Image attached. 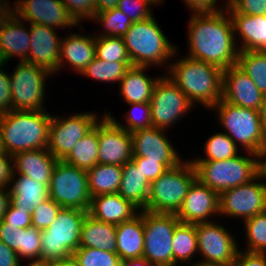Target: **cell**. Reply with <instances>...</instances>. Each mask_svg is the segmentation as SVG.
<instances>
[{
	"label": "cell",
	"instance_id": "obj_28",
	"mask_svg": "<svg viewBox=\"0 0 266 266\" xmlns=\"http://www.w3.org/2000/svg\"><path fill=\"white\" fill-rule=\"evenodd\" d=\"M17 175L18 178L13 174L11 183H14L9 187L10 203L15 208H23L32 213L34 208L49 198V184H41L30 177Z\"/></svg>",
	"mask_w": 266,
	"mask_h": 266
},
{
	"label": "cell",
	"instance_id": "obj_25",
	"mask_svg": "<svg viewBox=\"0 0 266 266\" xmlns=\"http://www.w3.org/2000/svg\"><path fill=\"white\" fill-rule=\"evenodd\" d=\"M95 57V34L90 37L89 35L73 33L61 40L58 71L65 64H69L75 72L82 74Z\"/></svg>",
	"mask_w": 266,
	"mask_h": 266
},
{
	"label": "cell",
	"instance_id": "obj_12",
	"mask_svg": "<svg viewBox=\"0 0 266 266\" xmlns=\"http://www.w3.org/2000/svg\"><path fill=\"white\" fill-rule=\"evenodd\" d=\"M261 179V180H260ZM266 174L261 171L246 184L229 188L219 195V216L241 217L247 220L266 210ZM260 180V181H258Z\"/></svg>",
	"mask_w": 266,
	"mask_h": 266
},
{
	"label": "cell",
	"instance_id": "obj_1",
	"mask_svg": "<svg viewBox=\"0 0 266 266\" xmlns=\"http://www.w3.org/2000/svg\"><path fill=\"white\" fill-rule=\"evenodd\" d=\"M188 57L225 70L236 65L238 45L230 15L219 11L193 12L188 25Z\"/></svg>",
	"mask_w": 266,
	"mask_h": 266
},
{
	"label": "cell",
	"instance_id": "obj_44",
	"mask_svg": "<svg viewBox=\"0 0 266 266\" xmlns=\"http://www.w3.org/2000/svg\"><path fill=\"white\" fill-rule=\"evenodd\" d=\"M154 4L156 5L152 0H119L117 8L132 22H140L154 16L150 10Z\"/></svg>",
	"mask_w": 266,
	"mask_h": 266
},
{
	"label": "cell",
	"instance_id": "obj_35",
	"mask_svg": "<svg viewBox=\"0 0 266 266\" xmlns=\"http://www.w3.org/2000/svg\"><path fill=\"white\" fill-rule=\"evenodd\" d=\"M173 266L177 262L191 261V258L198 253L197 232L195 224L179 223L174 231L172 240Z\"/></svg>",
	"mask_w": 266,
	"mask_h": 266
},
{
	"label": "cell",
	"instance_id": "obj_9",
	"mask_svg": "<svg viewBox=\"0 0 266 266\" xmlns=\"http://www.w3.org/2000/svg\"><path fill=\"white\" fill-rule=\"evenodd\" d=\"M139 213L144 220L143 257L153 266H173L172 240L180 220L176 214Z\"/></svg>",
	"mask_w": 266,
	"mask_h": 266
},
{
	"label": "cell",
	"instance_id": "obj_53",
	"mask_svg": "<svg viewBox=\"0 0 266 266\" xmlns=\"http://www.w3.org/2000/svg\"><path fill=\"white\" fill-rule=\"evenodd\" d=\"M187 6L192 10V12H210V11H219L223 8H226L227 1L219 8H216L217 0H184Z\"/></svg>",
	"mask_w": 266,
	"mask_h": 266
},
{
	"label": "cell",
	"instance_id": "obj_31",
	"mask_svg": "<svg viewBox=\"0 0 266 266\" xmlns=\"http://www.w3.org/2000/svg\"><path fill=\"white\" fill-rule=\"evenodd\" d=\"M79 247L116 253V226L97 220L87 213L81 226Z\"/></svg>",
	"mask_w": 266,
	"mask_h": 266
},
{
	"label": "cell",
	"instance_id": "obj_62",
	"mask_svg": "<svg viewBox=\"0 0 266 266\" xmlns=\"http://www.w3.org/2000/svg\"><path fill=\"white\" fill-rule=\"evenodd\" d=\"M260 161H261V171H263L266 174V144L263 153L260 157Z\"/></svg>",
	"mask_w": 266,
	"mask_h": 266
},
{
	"label": "cell",
	"instance_id": "obj_58",
	"mask_svg": "<svg viewBox=\"0 0 266 266\" xmlns=\"http://www.w3.org/2000/svg\"><path fill=\"white\" fill-rule=\"evenodd\" d=\"M120 266H153L146 258L138 257L120 261Z\"/></svg>",
	"mask_w": 266,
	"mask_h": 266
},
{
	"label": "cell",
	"instance_id": "obj_52",
	"mask_svg": "<svg viewBox=\"0 0 266 266\" xmlns=\"http://www.w3.org/2000/svg\"><path fill=\"white\" fill-rule=\"evenodd\" d=\"M233 266H266V253L238 251Z\"/></svg>",
	"mask_w": 266,
	"mask_h": 266
},
{
	"label": "cell",
	"instance_id": "obj_50",
	"mask_svg": "<svg viewBox=\"0 0 266 266\" xmlns=\"http://www.w3.org/2000/svg\"><path fill=\"white\" fill-rule=\"evenodd\" d=\"M3 69L0 67V115L12 110L11 78Z\"/></svg>",
	"mask_w": 266,
	"mask_h": 266
},
{
	"label": "cell",
	"instance_id": "obj_18",
	"mask_svg": "<svg viewBox=\"0 0 266 266\" xmlns=\"http://www.w3.org/2000/svg\"><path fill=\"white\" fill-rule=\"evenodd\" d=\"M164 129L150 127L131 133L132 157H144L162 163L167 169L181 163L179 155L171 145Z\"/></svg>",
	"mask_w": 266,
	"mask_h": 266
},
{
	"label": "cell",
	"instance_id": "obj_8",
	"mask_svg": "<svg viewBox=\"0 0 266 266\" xmlns=\"http://www.w3.org/2000/svg\"><path fill=\"white\" fill-rule=\"evenodd\" d=\"M211 109L218 111L219 122L237 146L242 145L247 154L250 152L261 157L266 133L257 110L234 106L222 99Z\"/></svg>",
	"mask_w": 266,
	"mask_h": 266
},
{
	"label": "cell",
	"instance_id": "obj_30",
	"mask_svg": "<svg viewBox=\"0 0 266 266\" xmlns=\"http://www.w3.org/2000/svg\"><path fill=\"white\" fill-rule=\"evenodd\" d=\"M149 67L131 66L120 80V95L126 103H149L159 77L150 78L144 72Z\"/></svg>",
	"mask_w": 266,
	"mask_h": 266
},
{
	"label": "cell",
	"instance_id": "obj_13",
	"mask_svg": "<svg viewBox=\"0 0 266 266\" xmlns=\"http://www.w3.org/2000/svg\"><path fill=\"white\" fill-rule=\"evenodd\" d=\"M149 103L152 127L164 130L194 106L166 74L156 82Z\"/></svg>",
	"mask_w": 266,
	"mask_h": 266
},
{
	"label": "cell",
	"instance_id": "obj_56",
	"mask_svg": "<svg viewBox=\"0 0 266 266\" xmlns=\"http://www.w3.org/2000/svg\"><path fill=\"white\" fill-rule=\"evenodd\" d=\"M10 3L6 0H0V29L5 22L13 15V8L9 7Z\"/></svg>",
	"mask_w": 266,
	"mask_h": 266
},
{
	"label": "cell",
	"instance_id": "obj_61",
	"mask_svg": "<svg viewBox=\"0 0 266 266\" xmlns=\"http://www.w3.org/2000/svg\"><path fill=\"white\" fill-rule=\"evenodd\" d=\"M234 264H221V263H209V262H197L193 266H233Z\"/></svg>",
	"mask_w": 266,
	"mask_h": 266
},
{
	"label": "cell",
	"instance_id": "obj_23",
	"mask_svg": "<svg viewBox=\"0 0 266 266\" xmlns=\"http://www.w3.org/2000/svg\"><path fill=\"white\" fill-rule=\"evenodd\" d=\"M0 240L16 252L18 257L32 259L29 264L40 263L41 230L34 226L19 229L8 226V223L2 220L0 222Z\"/></svg>",
	"mask_w": 266,
	"mask_h": 266
},
{
	"label": "cell",
	"instance_id": "obj_7",
	"mask_svg": "<svg viewBox=\"0 0 266 266\" xmlns=\"http://www.w3.org/2000/svg\"><path fill=\"white\" fill-rule=\"evenodd\" d=\"M197 179L192 161H182L167 169L150 183L149 197L144 210L153 213L177 214L191 184Z\"/></svg>",
	"mask_w": 266,
	"mask_h": 266
},
{
	"label": "cell",
	"instance_id": "obj_20",
	"mask_svg": "<svg viewBox=\"0 0 266 266\" xmlns=\"http://www.w3.org/2000/svg\"><path fill=\"white\" fill-rule=\"evenodd\" d=\"M263 97L264 94L237 64L223 70L222 100L258 111Z\"/></svg>",
	"mask_w": 266,
	"mask_h": 266
},
{
	"label": "cell",
	"instance_id": "obj_32",
	"mask_svg": "<svg viewBox=\"0 0 266 266\" xmlns=\"http://www.w3.org/2000/svg\"><path fill=\"white\" fill-rule=\"evenodd\" d=\"M150 182L131 160L122 165V177L118 193L131 201L139 209L144 210L149 197Z\"/></svg>",
	"mask_w": 266,
	"mask_h": 266
},
{
	"label": "cell",
	"instance_id": "obj_15",
	"mask_svg": "<svg viewBox=\"0 0 266 266\" xmlns=\"http://www.w3.org/2000/svg\"><path fill=\"white\" fill-rule=\"evenodd\" d=\"M201 262L234 264L239 248L236 238L216 222L195 224Z\"/></svg>",
	"mask_w": 266,
	"mask_h": 266
},
{
	"label": "cell",
	"instance_id": "obj_38",
	"mask_svg": "<svg viewBox=\"0 0 266 266\" xmlns=\"http://www.w3.org/2000/svg\"><path fill=\"white\" fill-rule=\"evenodd\" d=\"M205 158L191 161H219L233 158L238 155V146L224 132L212 135L205 143Z\"/></svg>",
	"mask_w": 266,
	"mask_h": 266
},
{
	"label": "cell",
	"instance_id": "obj_6",
	"mask_svg": "<svg viewBox=\"0 0 266 266\" xmlns=\"http://www.w3.org/2000/svg\"><path fill=\"white\" fill-rule=\"evenodd\" d=\"M87 211L62 208L55 221L41 231L40 265L70 257L79 248L81 226Z\"/></svg>",
	"mask_w": 266,
	"mask_h": 266
},
{
	"label": "cell",
	"instance_id": "obj_64",
	"mask_svg": "<svg viewBox=\"0 0 266 266\" xmlns=\"http://www.w3.org/2000/svg\"><path fill=\"white\" fill-rule=\"evenodd\" d=\"M26 266H46V265H40V264H26Z\"/></svg>",
	"mask_w": 266,
	"mask_h": 266
},
{
	"label": "cell",
	"instance_id": "obj_40",
	"mask_svg": "<svg viewBox=\"0 0 266 266\" xmlns=\"http://www.w3.org/2000/svg\"><path fill=\"white\" fill-rule=\"evenodd\" d=\"M96 57L104 61L131 62L122 37L96 35Z\"/></svg>",
	"mask_w": 266,
	"mask_h": 266
},
{
	"label": "cell",
	"instance_id": "obj_4",
	"mask_svg": "<svg viewBox=\"0 0 266 266\" xmlns=\"http://www.w3.org/2000/svg\"><path fill=\"white\" fill-rule=\"evenodd\" d=\"M133 66L165 65L178 51L152 16L133 22L122 37Z\"/></svg>",
	"mask_w": 266,
	"mask_h": 266
},
{
	"label": "cell",
	"instance_id": "obj_42",
	"mask_svg": "<svg viewBox=\"0 0 266 266\" xmlns=\"http://www.w3.org/2000/svg\"><path fill=\"white\" fill-rule=\"evenodd\" d=\"M80 266H120V257L96 248L79 247L72 254Z\"/></svg>",
	"mask_w": 266,
	"mask_h": 266
},
{
	"label": "cell",
	"instance_id": "obj_2",
	"mask_svg": "<svg viewBox=\"0 0 266 266\" xmlns=\"http://www.w3.org/2000/svg\"><path fill=\"white\" fill-rule=\"evenodd\" d=\"M168 65V77L193 105L199 102L211 109L222 99L223 70L217 66L187 55Z\"/></svg>",
	"mask_w": 266,
	"mask_h": 266
},
{
	"label": "cell",
	"instance_id": "obj_43",
	"mask_svg": "<svg viewBox=\"0 0 266 266\" xmlns=\"http://www.w3.org/2000/svg\"><path fill=\"white\" fill-rule=\"evenodd\" d=\"M128 105H131L132 108L129 109L127 115L125 116L126 126L114 119V117H112L113 115H110V113H105V116L110 117L118 126L125 129L129 133L139 129H147L152 127L150 103H132ZM138 110H141L140 112H142V115L139 116L137 114Z\"/></svg>",
	"mask_w": 266,
	"mask_h": 266
},
{
	"label": "cell",
	"instance_id": "obj_48",
	"mask_svg": "<svg viewBox=\"0 0 266 266\" xmlns=\"http://www.w3.org/2000/svg\"><path fill=\"white\" fill-rule=\"evenodd\" d=\"M8 226H14L19 229H24L32 226V215L28 210L23 208H15L9 204L4 219Z\"/></svg>",
	"mask_w": 266,
	"mask_h": 266
},
{
	"label": "cell",
	"instance_id": "obj_46",
	"mask_svg": "<svg viewBox=\"0 0 266 266\" xmlns=\"http://www.w3.org/2000/svg\"><path fill=\"white\" fill-rule=\"evenodd\" d=\"M228 13L243 15H266V0H227L225 8Z\"/></svg>",
	"mask_w": 266,
	"mask_h": 266
},
{
	"label": "cell",
	"instance_id": "obj_63",
	"mask_svg": "<svg viewBox=\"0 0 266 266\" xmlns=\"http://www.w3.org/2000/svg\"><path fill=\"white\" fill-rule=\"evenodd\" d=\"M7 64L3 54H2V51H1V48H0V67H3Z\"/></svg>",
	"mask_w": 266,
	"mask_h": 266
},
{
	"label": "cell",
	"instance_id": "obj_17",
	"mask_svg": "<svg viewBox=\"0 0 266 266\" xmlns=\"http://www.w3.org/2000/svg\"><path fill=\"white\" fill-rule=\"evenodd\" d=\"M14 5V14L30 24L45 25L54 29L78 26L68 14L63 0H17Z\"/></svg>",
	"mask_w": 266,
	"mask_h": 266
},
{
	"label": "cell",
	"instance_id": "obj_60",
	"mask_svg": "<svg viewBox=\"0 0 266 266\" xmlns=\"http://www.w3.org/2000/svg\"><path fill=\"white\" fill-rule=\"evenodd\" d=\"M258 112L263 131L266 133V94H264L263 101L259 107Z\"/></svg>",
	"mask_w": 266,
	"mask_h": 266
},
{
	"label": "cell",
	"instance_id": "obj_54",
	"mask_svg": "<svg viewBox=\"0 0 266 266\" xmlns=\"http://www.w3.org/2000/svg\"><path fill=\"white\" fill-rule=\"evenodd\" d=\"M17 253L0 240V266H21Z\"/></svg>",
	"mask_w": 266,
	"mask_h": 266
},
{
	"label": "cell",
	"instance_id": "obj_16",
	"mask_svg": "<svg viewBox=\"0 0 266 266\" xmlns=\"http://www.w3.org/2000/svg\"><path fill=\"white\" fill-rule=\"evenodd\" d=\"M98 121V163L124 165L132 160L131 133L118 126L110 117Z\"/></svg>",
	"mask_w": 266,
	"mask_h": 266
},
{
	"label": "cell",
	"instance_id": "obj_47",
	"mask_svg": "<svg viewBox=\"0 0 266 266\" xmlns=\"http://www.w3.org/2000/svg\"><path fill=\"white\" fill-rule=\"evenodd\" d=\"M68 14L77 24L80 20H92L95 15V0H63Z\"/></svg>",
	"mask_w": 266,
	"mask_h": 266
},
{
	"label": "cell",
	"instance_id": "obj_49",
	"mask_svg": "<svg viewBox=\"0 0 266 266\" xmlns=\"http://www.w3.org/2000/svg\"><path fill=\"white\" fill-rule=\"evenodd\" d=\"M132 160L150 183L158 179L167 170L162 163L148 160L144 157H132Z\"/></svg>",
	"mask_w": 266,
	"mask_h": 266
},
{
	"label": "cell",
	"instance_id": "obj_24",
	"mask_svg": "<svg viewBox=\"0 0 266 266\" xmlns=\"http://www.w3.org/2000/svg\"><path fill=\"white\" fill-rule=\"evenodd\" d=\"M57 161L47 148L19 152L12 156L13 174L49 184Z\"/></svg>",
	"mask_w": 266,
	"mask_h": 266
},
{
	"label": "cell",
	"instance_id": "obj_14",
	"mask_svg": "<svg viewBox=\"0 0 266 266\" xmlns=\"http://www.w3.org/2000/svg\"><path fill=\"white\" fill-rule=\"evenodd\" d=\"M96 113H77L70 117L52 116L49 124L48 151L57 159L64 160L75 144L98 122Z\"/></svg>",
	"mask_w": 266,
	"mask_h": 266
},
{
	"label": "cell",
	"instance_id": "obj_5",
	"mask_svg": "<svg viewBox=\"0 0 266 266\" xmlns=\"http://www.w3.org/2000/svg\"><path fill=\"white\" fill-rule=\"evenodd\" d=\"M248 156L238 154L226 160L192 163L197 179L220 195L229 188L250 182L261 172L260 156L250 152Z\"/></svg>",
	"mask_w": 266,
	"mask_h": 266
},
{
	"label": "cell",
	"instance_id": "obj_19",
	"mask_svg": "<svg viewBox=\"0 0 266 266\" xmlns=\"http://www.w3.org/2000/svg\"><path fill=\"white\" fill-rule=\"evenodd\" d=\"M219 194L196 179L190 186L176 216L181 223L211 222L209 216L219 215Z\"/></svg>",
	"mask_w": 266,
	"mask_h": 266
},
{
	"label": "cell",
	"instance_id": "obj_37",
	"mask_svg": "<svg viewBox=\"0 0 266 266\" xmlns=\"http://www.w3.org/2000/svg\"><path fill=\"white\" fill-rule=\"evenodd\" d=\"M131 66L132 62H108L95 57L81 75L106 83L118 81L119 84Z\"/></svg>",
	"mask_w": 266,
	"mask_h": 266
},
{
	"label": "cell",
	"instance_id": "obj_59",
	"mask_svg": "<svg viewBox=\"0 0 266 266\" xmlns=\"http://www.w3.org/2000/svg\"><path fill=\"white\" fill-rule=\"evenodd\" d=\"M48 266H80L78 261L75 259L73 255H71L68 258H63L62 260L58 262L51 263Z\"/></svg>",
	"mask_w": 266,
	"mask_h": 266
},
{
	"label": "cell",
	"instance_id": "obj_36",
	"mask_svg": "<svg viewBox=\"0 0 266 266\" xmlns=\"http://www.w3.org/2000/svg\"><path fill=\"white\" fill-rule=\"evenodd\" d=\"M237 65L266 94V51H239Z\"/></svg>",
	"mask_w": 266,
	"mask_h": 266
},
{
	"label": "cell",
	"instance_id": "obj_11",
	"mask_svg": "<svg viewBox=\"0 0 266 266\" xmlns=\"http://www.w3.org/2000/svg\"><path fill=\"white\" fill-rule=\"evenodd\" d=\"M15 68L9 75L12 110L44 111L45 79L53 74L46 68L25 61H19Z\"/></svg>",
	"mask_w": 266,
	"mask_h": 266
},
{
	"label": "cell",
	"instance_id": "obj_45",
	"mask_svg": "<svg viewBox=\"0 0 266 266\" xmlns=\"http://www.w3.org/2000/svg\"><path fill=\"white\" fill-rule=\"evenodd\" d=\"M63 207L54 200L48 198L38 207L34 208L32 215V226L39 230H46Z\"/></svg>",
	"mask_w": 266,
	"mask_h": 266
},
{
	"label": "cell",
	"instance_id": "obj_65",
	"mask_svg": "<svg viewBox=\"0 0 266 266\" xmlns=\"http://www.w3.org/2000/svg\"><path fill=\"white\" fill-rule=\"evenodd\" d=\"M153 2H155L157 5L160 3L161 4V2H163V0H152Z\"/></svg>",
	"mask_w": 266,
	"mask_h": 266
},
{
	"label": "cell",
	"instance_id": "obj_51",
	"mask_svg": "<svg viewBox=\"0 0 266 266\" xmlns=\"http://www.w3.org/2000/svg\"><path fill=\"white\" fill-rule=\"evenodd\" d=\"M12 156L0 150V188H8L13 176Z\"/></svg>",
	"mask_w": 266,
	"mask_h": 266
},
{
	"label": "cell",
	"instance_id": "obj_3",
	"mask_svg": "<svg viewBox=\"0 0 266 266\" xmlns=\"http://www.w3.org/2000/svg\"><path fill=\"white\" fill-rule=\"evenodd\" d=\"M51 113L14 111L0 115V147L13 156L28 150L47 148Z\"/></svg>",
	"mask_w": 266,
	"mask_h": 266
},
{
	"label": "cell",
	"instance_id": "obj_29",
	"mask_svg": "<svg viewBox=\"0 0 266 266\" xmlns=\"http://www.w3.org/2000/svg\"><path fill=\"white\" fill-rule=\"evenodd\" d=\"M144 220L139 213L116 226V253L121 260L143 256Z\"/></svg>",
	"mask_w": 266,
	"mask_h": 266
},
{
	"label": "cell",
	"instance_id": "obj_27",
	"mask_svg": "<svg viewBox=\"0 0 266 266\" xmlns=\"http://www.w3.org/2000/svg\"><path fill=\"white\" fill-rule=\"evenodd\" d=\"M23 22L13 13L0 29V48L8 62L12 57L26 62L31 43L30 32Z\"/></svg>",
	"mask_w": 266,
	"mask_h": 266
},
{
	"label": "cell",
	"instance_id": "obj_57",
	"mask_svg": "<svg viewBox=\"0 0 266 266\" xmlns=\"http://www.w3.org/2000/svg\"><path fill=\"white\" fill-rule=\"evenodd\" d=\"M119 0H95V13H101L117 7Z\"/></svg>",
	"mask_w": 266,
	"mask_h": 266
},
{
	"label": "cell",
	"instance_id": "obj_34",
	"mask_svg": "<svg viewBox=\"0 0 266 266\" xmlns=\"http://www.w3.org/2000/svg\"><path fill=\"white\" fill-rule=\"evenodd\" d=\"M98 122L80 139L69 155L63 160L79 169L90 170L98 163Z\"/></svg>",
	"mask_w": 266,
	"mask_h": 266
},
{
	"label": "cell",
	"instance_id": "obj_33",
	"mask_svg": "<svg viewBox=\"0 0 266 266\" xmlns=\"http://www.w3.org/2000/svg\"><path fill=\"white\" fill-rule=\"evenodd\" d=\"M86 172L91 197L118 193L122 177V166L97 163Z\"/></svg>",
	"mask_w": 266,
	"mask_h": 266
},
{
	"label": "cell",
	"instance_id": "obj_22",
	"mask_svg": "<svg viewBox=\"0 0 266 266\" xmlns=\"http://www.w3.org/2000/svg\"><path fill=\"white\" fill-rule=\"evenodd\" d=\"M137 210L140 211L119 193H111L92 197L88 214L97 220L117 226L133 219L139 214Z\"/></svg>",
	"mask_w": 266,
	"mask_h": 266
},
{
	"label": "cell",
	"instance_id": "obj_39",
	"mask_svg": "<svg viewBox=\"0 0 266 266\" xmlns=\"http://www.w3.org/2000/svg\"><path fill=\"white\" fill-rule=\"evenodd\" d=\"M247 252L266 253V210L243 221Z\"/></svg>",
	"mask_w": 266,
	"mask_h": 266
},
{
	"label": "cell",
	"instance_id": "obj_10",
	"mask_svg": "<svg viewBox=\"0 0 266 266\" xmlns=\"http://www.w3.org/2000/svg\"><path fill=\"white\" fill-rule=\"evenodd\" d=\"M49 198L63 208L88 212L92 197L86 170L58 160L49 183Z\"/></svg>",
	"mask_w": 266,
	"mask_h": 266
},
{
	"label": "cell",
	"instance_id": "obj_21",
	"mask_svg": "<svg viewBox=\"0 0 266 266\" xmlns=\"http://www.w3.org/2000/svg\"><path fill=\"white\" fill-rule=\"evenodd\" d=\"M54 30L45 25L30 24L31 43L26 58V62L46 68L52 74L58 71L62 40Z\"/></svg>",
	"mask_w": 266,
	"mask_h": 266
},
{
	"label": "cell",
	"instance_id": "obj_26",
	"mask_svg": "<svg viewBox=\"0 0 266 266\" xmlns=\"http://www.w3.org/2000/svg\"><path fill=\"white\" fill-rule=\"evenodd\" d=\"M231 17L234 36L240 35L239 51H266V15L252 16L228 13Z\"/></svg>",
	"mask_w": 266,
	"mask_h": 266
},
{
	"label": "cell",
	"instance_id": "obj_41",
	"mask_svg": "<svg viewBox=\"0 0 266 266\" xmlns=\"http://www.w3.org/2000/svg\"><path fill=\"white\" fill-rule=\"evenodd\" d=\"M94 21L100 22L105 29L99 36L123 37L133 23L117 7L101 13H95Z\"/></svg>",
	"mask_w": 266,
	"mask_h": 266
},
{
	"label": "cell",
	"instance_id": "obj_55",
	"mask_svg": "<svg viewBox=\"0 0 266 266\" xmlns=\"http://www.w3.org/2000/svg\"><path fill=\"white\" fill-rule=\"evenodd\" d=\"M9 204L10 190H8V188H0V222L4 219V214L6 213Z\"/></svg>",
	"mask_w": 266,
	"mask_h": 266
}]
</instances>
